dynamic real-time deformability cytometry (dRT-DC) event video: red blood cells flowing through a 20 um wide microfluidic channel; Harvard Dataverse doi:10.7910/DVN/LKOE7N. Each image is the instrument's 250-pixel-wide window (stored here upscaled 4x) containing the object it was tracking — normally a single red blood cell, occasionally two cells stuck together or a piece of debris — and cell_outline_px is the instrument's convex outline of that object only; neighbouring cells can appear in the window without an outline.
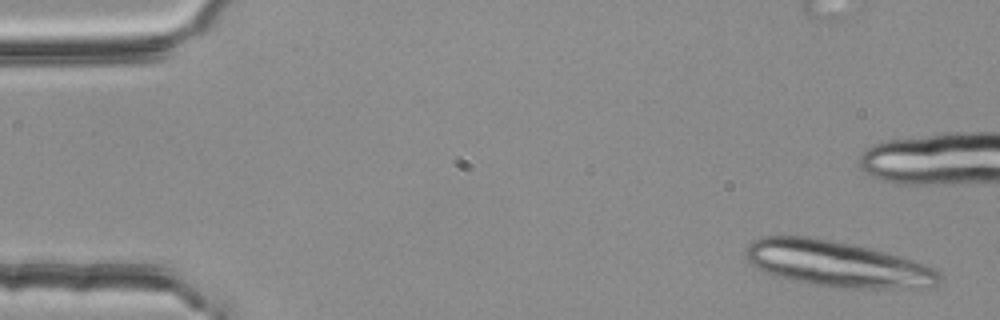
{"species": "common noctule bat (a hibernating species)", "species_latin": "Nyctalus noctula", "temperature_condition": "room temperature", "stored_images_in_passage": 6, "camera_frame_rate_fps": 3000, "um_per_image_px": 0.085, "animal": {"sex": "female", "body_mass_g": 25.1}, "frame": {"image": 1, "passage_image": 1, "time_ms": 0.0, "image_size_px": [1000, 320], "cell_outline_px": [[940, 284], [936, 288], [836, 288], [792, 280], [776, 276], [764, 272], [752, 264], [744, 256], [744, 252], [748, 244], [760, 236], [812, 236], [856, 244], [872, 248], [900, 256], [936, 268], [940, 272]], "centroid_in_image_um": [71.2, 22.43], "position_along_channel_um": 13.8, "area_um2": 52.48}}